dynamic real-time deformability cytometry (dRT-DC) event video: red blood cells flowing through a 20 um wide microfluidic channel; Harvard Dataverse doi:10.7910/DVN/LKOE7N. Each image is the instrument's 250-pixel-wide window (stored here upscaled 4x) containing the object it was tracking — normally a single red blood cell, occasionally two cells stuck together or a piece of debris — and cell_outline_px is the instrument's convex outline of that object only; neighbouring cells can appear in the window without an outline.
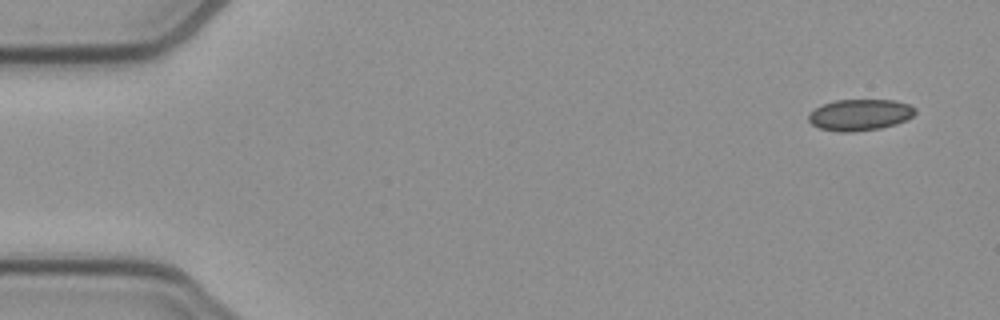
{"species": "common noctule bat (a hibernating species)", "species_latin": "Nyctalus noctula", "temperature_condition": "cold", "stored_images_in_passage": 49, "camera_frame_rate_fps": 3000, "um_per_image_px": 0.085, "animal": {"sex": "female", "body_mass_g": 21.9}, "frame": {"image": 1, "passage_image": 1, "time_ms": 0.0, "image_size_px": [1000, 320], "cell_outline_px": [[916, 112], [908, 120], [896, 124], [880, 128], [852, 132], [840, 132], [820, 128], [812, 124], [808, 120], [808, 116], [816, 108], [824, 104], [836, 100], [896, 100], [908, 104], [916, 108]], "centroid_in_image_um": [73.13, 9.76], "position_along_channel_um": 11.9, "area_um2": 19.42}}
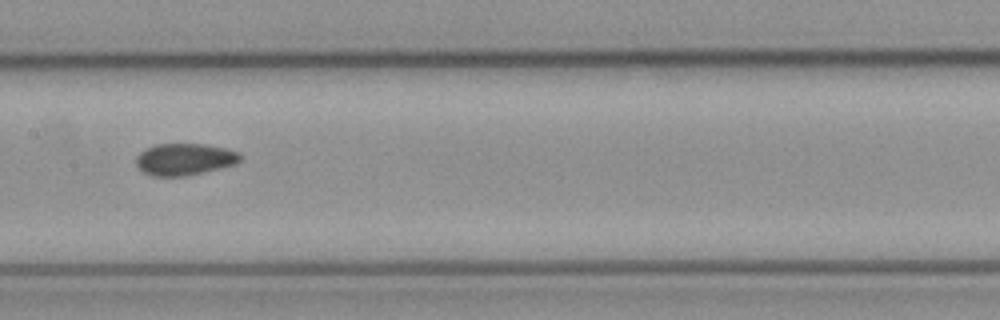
{"frame": {"image": 2, "passage_image": 24, "time_ms": 7.667, "image_size_px": [1000, 320], "cell_outline_px": [[240, 160], [236, 164], [204, 172], [184, 176], [152, 176], [144, 172], [136, 164], [136, 156], [140, 152], [156, 144], [204, 144], [224, 148], [240, 152]], "centroid_in_image_um": [15.69, 13.54], "position_along_channel_um": 191.7, "area_um2": 19.19}}
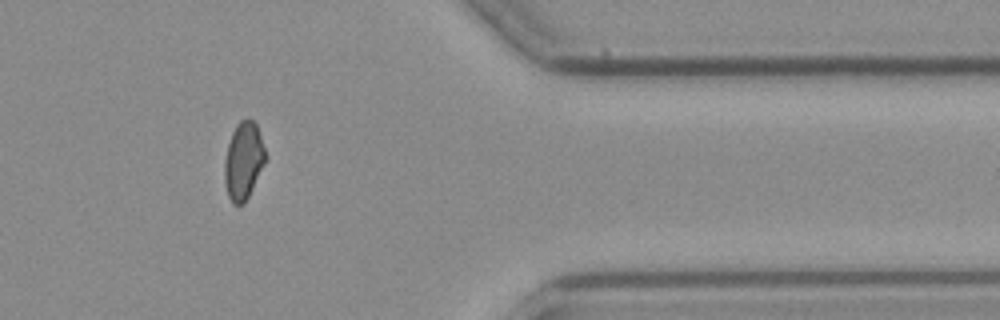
{"frame": {"image": 3, "passage_image": 41, "time_ms": 13.333, "image_size_px": [1000, 320], "cell_outline_px": [[268, 156], [244, 204], [232, 204], [228, 196], [224, 180], [224, 160], [228, 144], [232, 132], [236, 124], [240, 120], [252, 120], [256, 124]], "centroid_in_image_um": [20.69, 13.67], "position_along_channel_um": 390.7, "area_um2": 18.44}, "authors_computed_cell_mechanics": {"area_um2": 19.363, "velocity_mm_per_s": 3.9183, "shape_relaxation_time_tau1_ms": null, "shape_relaxation_time_tau2_ms": 3.1691, "deformation_change_tau1": null, "deformation_change_tau2": 0.0824}}